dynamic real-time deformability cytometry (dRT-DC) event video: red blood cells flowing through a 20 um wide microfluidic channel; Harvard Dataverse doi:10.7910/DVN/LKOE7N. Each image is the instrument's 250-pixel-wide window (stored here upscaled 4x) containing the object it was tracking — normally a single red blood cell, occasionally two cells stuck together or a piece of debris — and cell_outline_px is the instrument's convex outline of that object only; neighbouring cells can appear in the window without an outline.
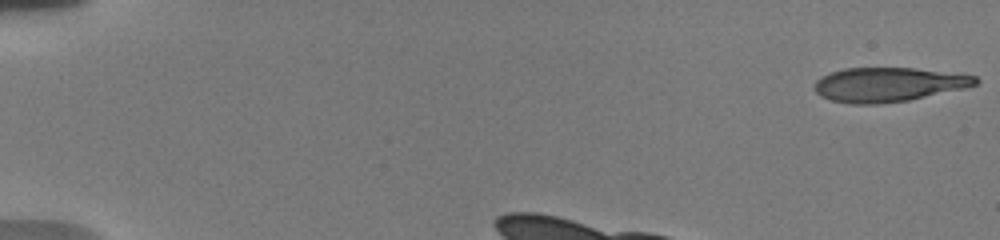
{"species": "human", "species_latin": "Homo sapiens", "temperature_condition": "warm", "stored_images_in_passage": 16, "camera_frame_rate_fps": 3000, "um_per_image_px": 0.085, "donor": {"sex": "male"}, "frame": {"image": 1, "passage_image": 1, "time_ms": 0.0, "image_size_px": [1000, 240], "cell_outline_px": [[980, 80], [976, 84], [968, 88], [908, 100], [876, 104], [852, 104], [832, 100], [820, 96], [812, 88], [816, 80], [820, 76], [844, 68], [912, 68], [976, 76]], "centroid_in_image_um": [75.48, 7.19], "position_along_channel_um": 9.5, "area_um2": 32.14}}